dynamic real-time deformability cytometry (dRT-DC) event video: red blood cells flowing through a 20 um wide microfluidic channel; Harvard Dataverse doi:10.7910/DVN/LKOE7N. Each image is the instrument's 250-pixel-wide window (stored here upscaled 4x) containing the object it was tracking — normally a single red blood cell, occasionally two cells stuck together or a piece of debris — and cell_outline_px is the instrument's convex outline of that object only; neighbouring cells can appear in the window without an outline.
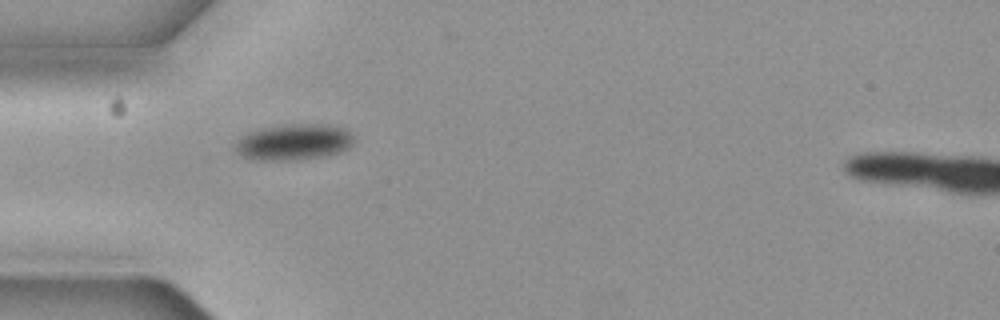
{"species": "common noctule bat (a hibernating species)", "species_latin": "Nyctalus noctula", "temperature_condition": "cold", "stored_images_in_passage": 6, "camera_frame_rate_fps": 3000, "um_per_image_px": 0.085, "animal": {"sex": "female", "body_mass_g": 19.3, "forearm_length_mm": 54.1}, "frame": {"image": 1, "passage_image": 5, "time_ms": 1.333, "image_size_px": [1000, 320], "cell_outline_px": [[352, 144], [348, 148], [340, 152], [324, 156], [296, 160], [260, 160], [240, 156], [236, 148], [236, 140], [248, 132], [264, 128], [288, 124], [328, 124], [348, 128], [352, 136]], "centroid_in_image_um": [25.0, 12.07], "position_along_channel_um": 60.0, "area_um2": 24.97}}